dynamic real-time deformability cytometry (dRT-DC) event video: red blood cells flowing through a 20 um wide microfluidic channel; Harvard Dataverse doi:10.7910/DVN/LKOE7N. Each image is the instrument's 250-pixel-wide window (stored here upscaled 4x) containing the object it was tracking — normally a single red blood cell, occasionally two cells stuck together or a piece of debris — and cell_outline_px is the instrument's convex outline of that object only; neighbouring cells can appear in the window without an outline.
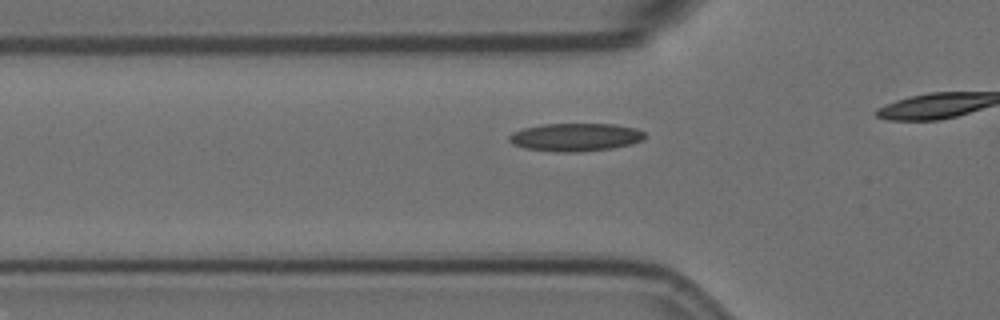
{"species": "Egyptian fruit bat (a non-hibernating species)", "species_latin": "Rousettus aegyptiacus", "temperature_condition": "room temperature", "stored_images_in_passage": 21, "camera_frame_rate_fps": 3000, "um_per_image_px": 0.085, "animal": {"sex": "female"}, "frame": {"image": 1, "passage_image": 15, "time_ms": 4.667, "image_size_px": [1000, 320], "cell_outline_px": [[644, 140], [632, 144], [612, 148], [580, 152], [556, 152], [524, 148], [512, 144], [508, 140], [508, 136], [512, 132], [524, 128], [544, 124], [612, 124], [636, 128], [644, 132]], "centroid_in_image_um": [48.9, 11.66], "position_along_channel_um": 76.9, "area_um2": 22.25}}
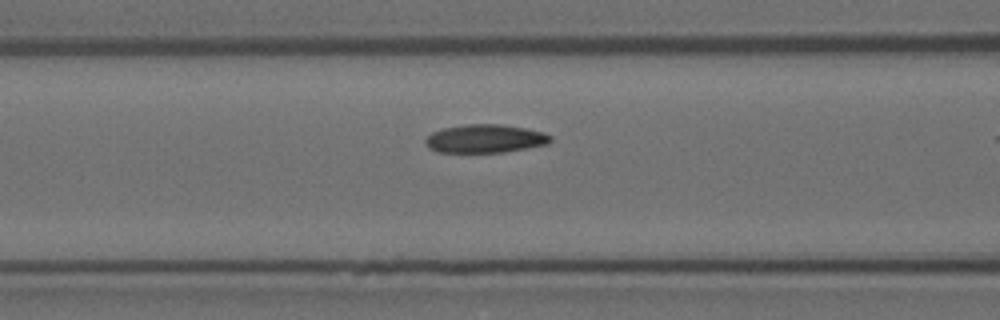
{"frame": {"image": 2, "passage_image": 19, "time_ms": 6.0, "image_size_px": [1000, 320], "cell_outline_px": [[552, 140], [548, 144], [504, 152], [436, 152], [428, 148], [424, 144], [424, 140], [432, 132], [444, 128], [468, 124], [500, 124], [528, 128], [544, 132], [552, 136]], "centroid_in_image_um": [41.24, 11.78], "position_along_channel_um": 125.4, "area_um2": 20.81}}